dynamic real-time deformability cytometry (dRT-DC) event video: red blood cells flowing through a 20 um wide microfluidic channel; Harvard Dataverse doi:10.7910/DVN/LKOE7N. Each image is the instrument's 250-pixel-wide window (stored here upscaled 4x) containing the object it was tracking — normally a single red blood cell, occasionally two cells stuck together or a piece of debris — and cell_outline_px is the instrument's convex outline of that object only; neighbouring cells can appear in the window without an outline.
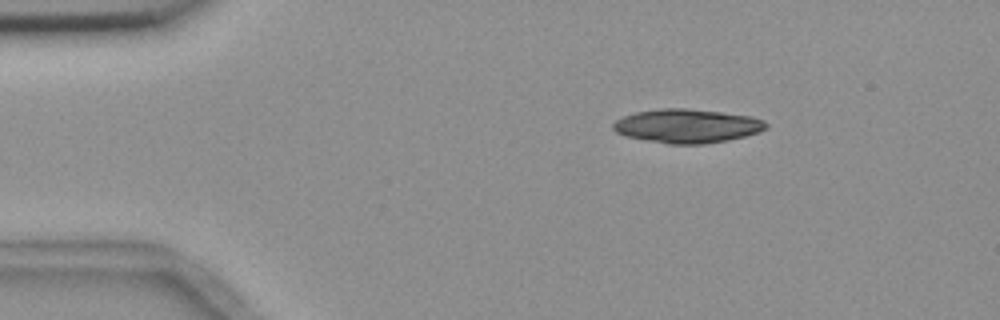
{"species": "common noctule bat (a hibernating species)", "species_latin": "Nyctalus noctula", "temperature_condition": "room temperature", "stored_images_in_passage": 3, "camera_frame_rate_fps": 3000, "um_per_image_px": 0.085, "animal": {"sex": "female", "body_mass_g": 18.4}, "frame": {"image": 1, "passage_image": 1, "time_ms": 0.0, "image_size_px": [1000, 320], "cell_outline_px": [[768, 128], [760, 132], [728, 140], [704, 144], [668, 144], [624, 136], [616, 132], [612, 128], [612, 124], [616, 120], [624, 116], [636, 112], [660, 108], [684, 108], [720, 112], [752, 116], [764, 120], [768, 124]], "centroid_in_image_um": [58.41, 10.71], "position_along_channel_um": 26.6, "area_um2": 30.29}}